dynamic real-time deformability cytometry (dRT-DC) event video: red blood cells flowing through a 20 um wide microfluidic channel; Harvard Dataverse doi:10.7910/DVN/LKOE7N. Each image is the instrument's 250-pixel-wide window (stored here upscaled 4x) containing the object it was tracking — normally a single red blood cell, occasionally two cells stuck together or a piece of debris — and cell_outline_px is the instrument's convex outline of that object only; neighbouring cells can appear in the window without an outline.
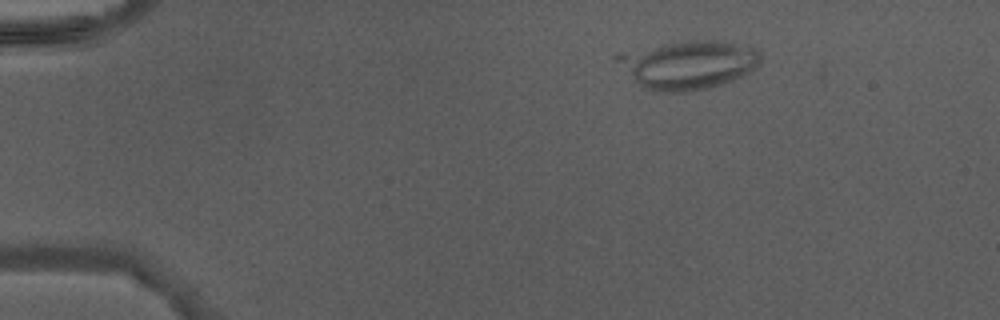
{"species": "Egyptian fruit bat (a non-hibernating species)", "species_latin": "Rousettus aegyptiacus", "temperature_condition": "warm", "stored_images_in_passage": 15, "camera_frame_rate_fps": 3000, "um_per_image_px": 0.085, "animal": {"sex": "male"}, "frame": {"image": 1, "passage_image": 5, "time_ms": 1.333, "image_size_px": [1000, 320], "cell_outline_px": [[760, 64], [756, 68], [724, 84], [712, 88], [688, 92], [656, 92], [640, 84], [612, 60], [612, 56], [620, 52], [664, 44], [688, 40], [716, 40], [756, 48], [760, 56]], "centroid_in_image_um": [58.47, 5.5], "position_along_channel_um": 26.5, "area_um2": 40.58}}